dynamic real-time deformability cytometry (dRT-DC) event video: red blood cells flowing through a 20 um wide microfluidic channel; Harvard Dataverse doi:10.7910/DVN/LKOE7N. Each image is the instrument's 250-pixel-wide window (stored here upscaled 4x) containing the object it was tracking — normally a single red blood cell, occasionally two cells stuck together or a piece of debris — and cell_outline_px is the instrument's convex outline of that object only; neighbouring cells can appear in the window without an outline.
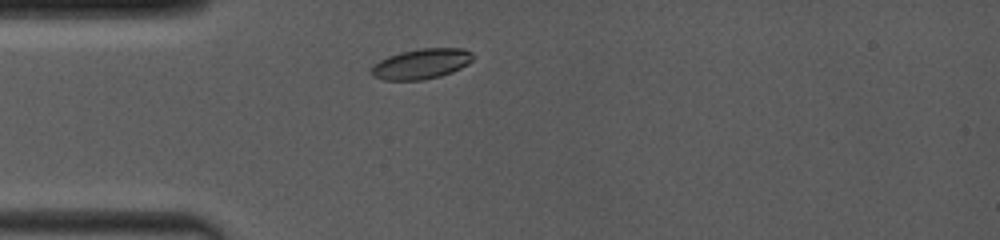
{"species": "common noctule bat (a hibernating species)", "species_latin": "Nyctalus noctula", "temperature_condition": "room temperature", "stored_images_in_passage": 32, "camera_frame_rate_fps": 4000, "um_per_image_px": 0.085, "animal": {"sex": "female", "body_mass_g": 19.0, "forearm_length_mm": 53.3}, "frame": {"image": 1, "passage_image": 1, "time_ms": 0.0, "image_size_px": [1000, 240], "cell_outline_px": [[476, 56], [468, 64], [452, 72], [440, 76], [424, 80], [384, 80], [372, 76], [368, 72], [380, 60], [388, 56], [400, 52], [420, 48], [464, 48], [472, 52]], "centroid_in_image_um": [35.83, 5.42], "position_along_channel_um": 49.2, "area_um2": 18.09}}
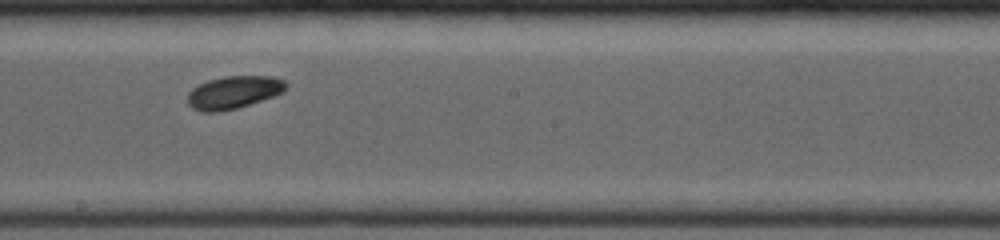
{"frame": {"image": 2, "passage_image": 20, "time_ms": 4.75, "image_size_px": [1000, 240], "cell_outline_px": [[288, 84], [284, 92], [276, 96], [236, 108], [220, 112], [200, 112], [192, 108], [188, 104], [188, 92], [192, 88], [208, 80], [224, 76], [272, 76], [284, 80]], "centroid_in_image_um": [19.87, 7.85], "position_along_channel_um": 228.3, "area_um2": 18.96}}
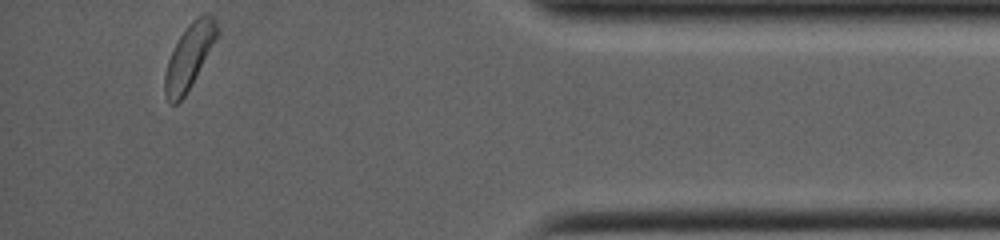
{"frame": {"image": 3, "passage_image": 32, "time_ms": 10.25, "image_size_px": [1000, 240], "cell_outline_px": [[220, 28], [216, 36], [184, 96], [176, 104], [172, 104], [164, 96], [164, 76], [168, 60], [180, 36], [188, 24], [192, 20], [204, 12], [208, 12], [212, 16]], "centroid_in_image_um": [16.05, 4.76], "position_along_channel_um": 419.2, "area_um2": 18.84}, "authors_computed_cell_mechanics": {"area_um2": 18.6116, "velocity_mm_per_s": 4.0326, "shape_relaxation_time_tau1_ms": 1.2264, "shape_relaxation_time_tau2_ms": null, "deformation_change_tau1": 0.0648, "deformation_change_tau2": null}}